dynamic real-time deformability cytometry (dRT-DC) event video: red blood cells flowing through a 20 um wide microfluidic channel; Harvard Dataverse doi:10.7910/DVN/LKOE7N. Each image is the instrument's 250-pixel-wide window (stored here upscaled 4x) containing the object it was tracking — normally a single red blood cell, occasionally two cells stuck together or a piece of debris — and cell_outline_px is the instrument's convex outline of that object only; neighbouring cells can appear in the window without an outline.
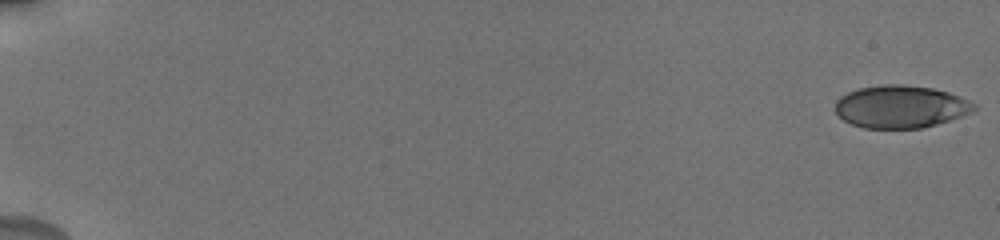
{"species": "human", "species_latin": "Homo sapiens", "temperature_condition": "cold", "stored_images_in_passage": 71, "camera_frame_rate_fps": 3000, "um_per_image_px": 0.085, "donor": {"sex": "male"}, "frame": {"image": 1, "passage_image": 1, "time_ms": 0.0, "image_size_px": [1000, 240], "cell_outline_px": [[976, 108], [972, 112], [936, 124], [920, 128], [864, 128], [852, 124], [844, 120], [836, 112], [836, 100], [840, 96], [848, 92], [860, 88], [884, 84], [904, 84], [932, 88], [948, 92], [968, 100], [976, 104]], "centroid_in_image_um": [76.54, 9.06], "position_along_channel_um": 8.5, "area_um2": 34.22}}
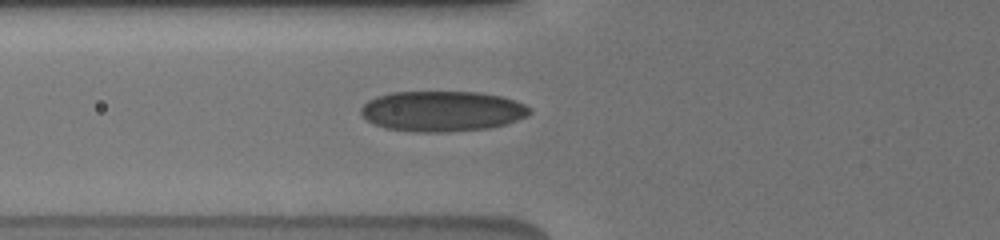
{"frame": {"image": 2, "passage_image": 29, "time_ms": 7.333, "image_size_px": [1000, 240], "cell_outline_px": [[532, 112], [528, 116], [504, 124], [488, 128], [444, 132], [416, 132], [384, 128], [368, 120], [360, 112], [360, 108], [368, 100], [376, 96], [392, 92], [480, 92], [504, 96], [516, 100], [532, 108]], "centroid_in_image_um": [37.61, 9.44], "position_along_channel_um": 88.2, "area_um2": 39.94}}
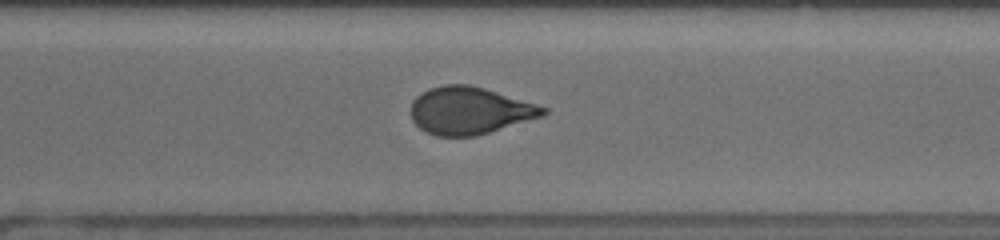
{"frame": {"image": 3, "passage_image": 46, "time_ms": 13.667, "image_size_px": [1000, 240], "cell_outline_px": [[548, 112], [544, 116], [476, 136], [436, 136], [424, 132], [412, 120], [412, 100], [416, 96], [428, 88], [444, 84], [468, 84], [484, 88], [536, 104], [548, 108]], "centroid_in_image_um": [39.91, 9.4], "position_along_channel_um": 330.7, "area_um2": 36.53}, "authors_computed_cell_mechanics": {"area_um2": 36.4718, "velocity_mm_per_s": 3.8501, "shape_relaxation_time_tau1_ms": 6.0474, "shape_relaxation_time_tau2_ms": 1.0839, "deformation_change_tau1": 0.1724, "deformation_change_tau2": 0.0646}}